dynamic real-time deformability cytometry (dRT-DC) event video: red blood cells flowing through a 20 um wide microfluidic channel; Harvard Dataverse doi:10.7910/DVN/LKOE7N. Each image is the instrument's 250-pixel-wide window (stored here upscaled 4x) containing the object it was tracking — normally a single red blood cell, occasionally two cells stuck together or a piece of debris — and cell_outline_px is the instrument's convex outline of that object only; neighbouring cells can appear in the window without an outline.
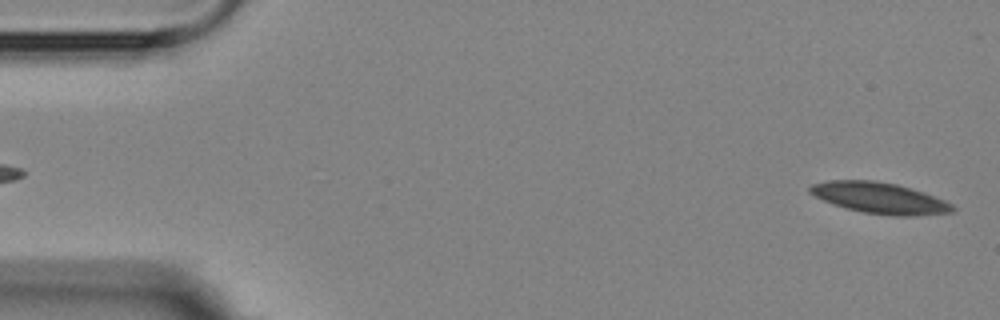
{"species": "Egyptian fruit bat (a non-hibernating species)", "species_latin": "Rousettus aegyptiacus", "temperature_condition": "room temperature", "stored_images_in_passage": 5, "segment_of_instrument_passage": [2, 2], "camera_frame_rate_fps": 3000, "um_per_image_px": 0.085, "animal": {"sex": "female"}, "frame": {"image": 1, "passage_image": 5, "time_ms": 4.667, "image_size_px": [1000, 320], "cell_outline_px": [[956, 212], [916, 216], [892, 216], [864, 212], [832, 204], [808, 192], [808, 188], [812, 184], [828, 180], [872, 180], [896, 184], [924, 192], [944, 200], [952, 204], [956, 208]], "centroid_in_image_um": [74.81, 16.83], "position_along_channel_um": 10.2, "area_um2": 25.84}}